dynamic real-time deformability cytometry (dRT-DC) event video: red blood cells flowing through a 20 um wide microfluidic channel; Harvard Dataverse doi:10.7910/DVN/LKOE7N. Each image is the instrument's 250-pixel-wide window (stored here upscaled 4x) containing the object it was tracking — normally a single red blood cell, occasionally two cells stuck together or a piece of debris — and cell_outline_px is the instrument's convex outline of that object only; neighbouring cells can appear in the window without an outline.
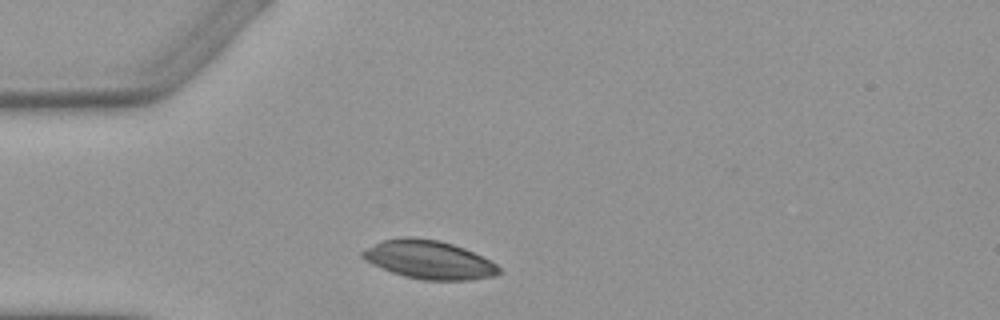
{"species": "Egyptian fruit bat (a non-hibernating species)", "species_latin": "Rousettus aegyptiacus", "temperature_condition": "warm", "stored_images_in_passage": 1, "camera_frame_rate_fps": 3000, "um_per_image_px": 0.085, "animal": {"sex": "female"}, "frame": {"image": 1, "passage_image": 1, "time_ms": 0.0, "image_size_px": [1000, 320], "cell_outline_px": [[504, 272], [496, 276], [472, 280], [424, 280], [404, 276], [392, 272], [372, 264], [360, 256], [360, 252], [384, 240], [404, 236], [412, 236], [440, 240], [464, 248], [496, 264]], "centroid_in_image_um": [36.49, 22.08], "position_along_channel_um": 48.5, "area_um2": 30.52}}